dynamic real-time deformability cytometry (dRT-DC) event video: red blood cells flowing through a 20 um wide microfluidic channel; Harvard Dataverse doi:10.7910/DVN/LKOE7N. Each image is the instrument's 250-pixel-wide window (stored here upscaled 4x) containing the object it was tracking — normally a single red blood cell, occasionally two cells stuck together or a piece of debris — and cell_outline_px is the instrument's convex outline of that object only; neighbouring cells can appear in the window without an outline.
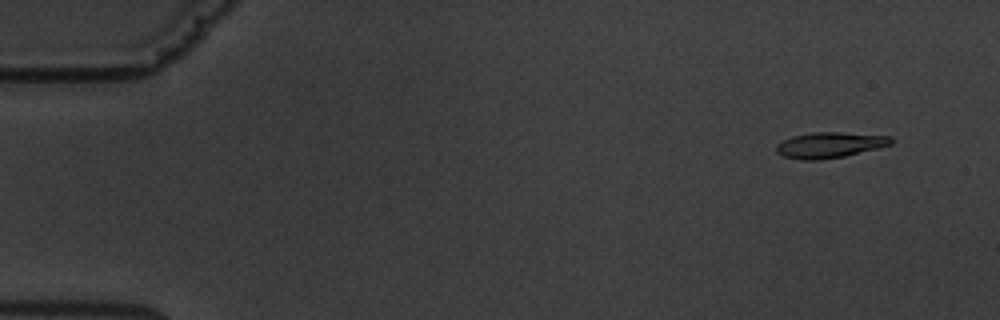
{"species": "common noctule bat (a hibernating species)", "species_latin": "Nyctalus noctula", "temperature_condition": "warm", "stored_images_in_passage": 7, "camera_frame_rate_fps": 3000, "um_per_image_px": 0.085, "animal": {"sex": "male", "body_mass_g": 19.5, "forearm_length_mm": 54.6}, "frame": {"image": 1, "passage_image": 2, "time_ms": 1.0, "image_size_px": [1000, 320], "cell_outline_px": [[892, 144], [880, 148], [844, 156], [820, 160], [800, 160], [784, 156], [776, 152], [776, 144], [792, 136], [812, 132], [844, 132], [892, 136]], "centroid_in_image_um": [70.54, 12.32], "position_along_channel_um": 14.5, "area_um2": 17.34}}
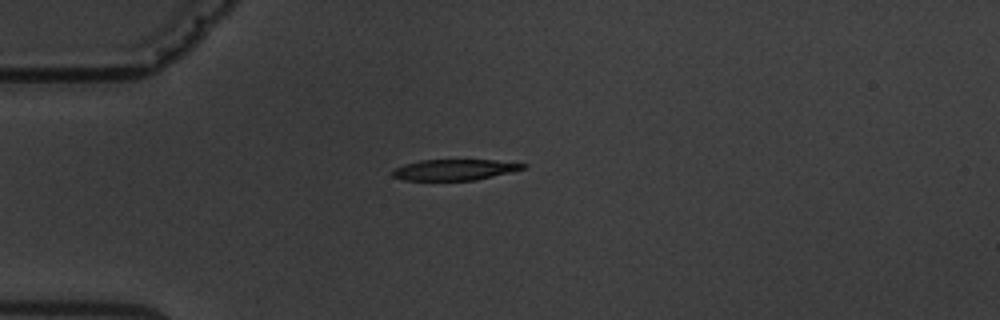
{"frame": {"image": 2, "passage_image": 5, "time_ms": 4.667, "image_size_px": [1000, 320], "cell_outline_px": [[528, 168], [512, 172], [476, 180], [404, 180], [392, 176], [392, 172], [396, 168], [404, 164], [420, 160], [492, 160], [528, 164]], "centroid_in_image_um": [38.68, 14.43], "position_along_channel_um": 46.3, "area_um2": 15.9}}
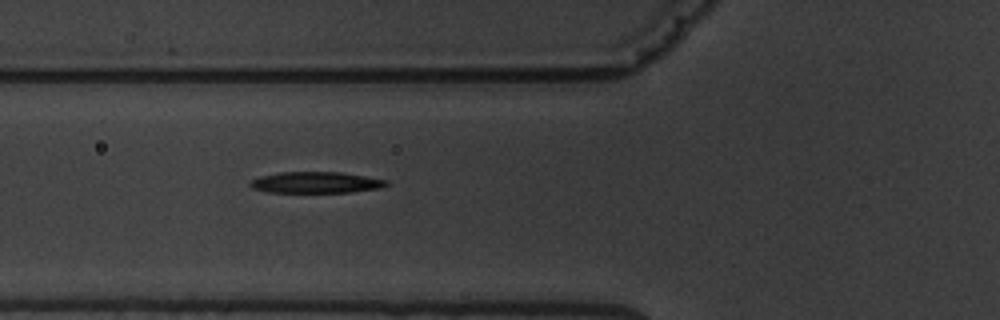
{"frame": {"image": 3, "passage_image": 7, "time_ms": 6.667, "image_size_px": [1000, 320], "cell_outline_px": [[388, 184], [380, 188], [348, 192], [268, 192], [252, 188], [248, 184], [248, 180], [260, 176], [280, 172], [340, 172], [388, 180]], "centroid_in_image_um": [26.79, 15.5], "position_along_channel_um": 99.0, "area_um2": 16.82}}